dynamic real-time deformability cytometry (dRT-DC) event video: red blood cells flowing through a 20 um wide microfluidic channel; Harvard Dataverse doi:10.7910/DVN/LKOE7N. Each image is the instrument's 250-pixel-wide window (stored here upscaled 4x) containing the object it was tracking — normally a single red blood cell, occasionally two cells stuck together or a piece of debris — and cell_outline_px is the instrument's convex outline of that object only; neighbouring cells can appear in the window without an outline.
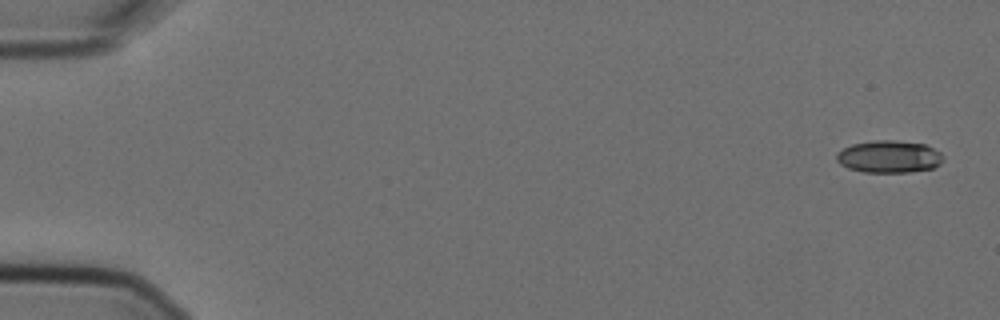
{"species": "Egyptian fruit bat (a non-hibernating species)", "species_latin": "Rousettus aegyptiacus", "temperature_condition": "cold", "stored_images_in_passage": 3, "camera_frame_rate_fps": 3000, "um_per_image_px": 0.085, "animal": {"sex": "female"}, "frame": {"image": 1, "passage_image": 1, "time_ms": 0.0, "image_size_px": [1000, 320], "cell_outline_px": [[944, 160], [940, 164], [932, 168], [908, 172], [864, 172], [848, 168], [840, 164], [836, 160], [836, 152], [852, 144], [872, 140], [896, 140], [924, 144], [940, 152], [944, 156]], "centroid_in_image_um": [75.56, 13.31], "position_along_channel_um": 9.4, "area_um2": 20.17}}